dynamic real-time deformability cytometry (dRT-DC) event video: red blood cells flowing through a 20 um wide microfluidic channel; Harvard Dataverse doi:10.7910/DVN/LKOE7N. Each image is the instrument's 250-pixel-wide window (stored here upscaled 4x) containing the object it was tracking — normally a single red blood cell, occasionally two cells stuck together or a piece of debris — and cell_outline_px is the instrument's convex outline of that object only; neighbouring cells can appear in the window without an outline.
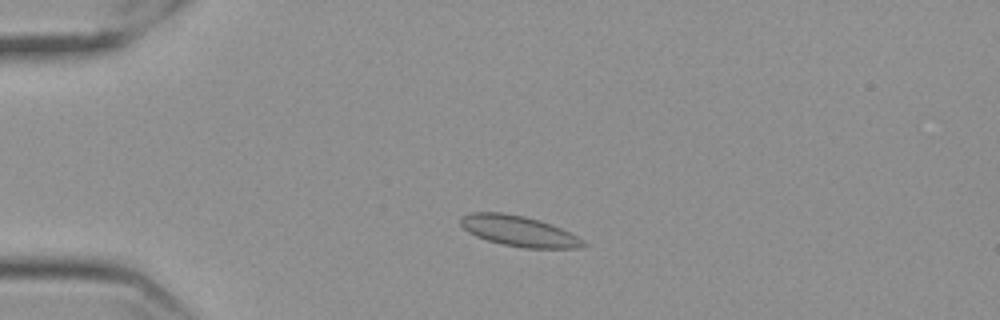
{"species": "Egyptian fruit bat (a non-hibernating species)", "species_latin": "Rousettus aegyptiacus", "temperature_condition": "cold", "stored_images_in_passage": 53, "camera_frame_rate_fps": 3000, "um_per_image_px": 0.085, "frame": {"image": 1, "passage_image": 9, "time_ms": 2.667, "image_size_px": [1000, 320], "cell_outline_px": [[588, 244], [580, 248], [524, 248], [500, 244], [476, 236], [468, 232], [460, 224], [460, 216], [472, 212], [504, 212], [524, 216], [540, 220], [552, 224], [584, 240]], "centroid_in_image_um": [44.09, 19.63], "position_along_channel_um": 40.9, "area_um2": 21.96}}
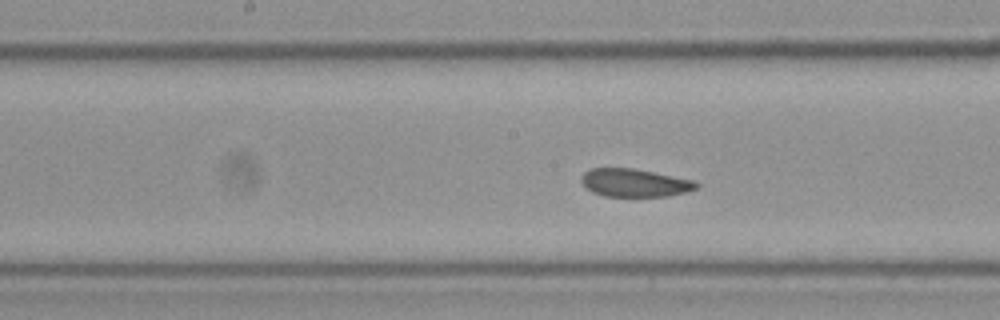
{"frame": {"image": 2, "passage_image": 25, "time_ms": 8.0, "image_size_px": [1000, 320], "cell_outline_px": [[700, 184], [696, 188], [684, 192], [668, 196], [604, 196], [592, 192], [580, 180], [584, 172], [592, 168], [632, 168], [696, 180]], "centroid_in_image_um": [53.96, 15.53], "position_along_channel_um": 194.2, "area_um2": 18.67}}
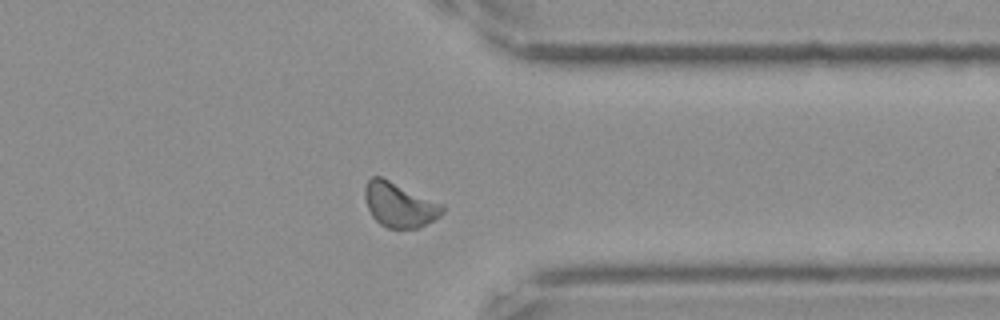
{"frame": {"image": 3, "passage_image": 41, "time_ms": 13.333, "image_size_px": [1000, 320], "cell_outline_px": [[444, 212], [440, 216], [420, 228], [388, 228], [380, 224], [372, 216], [368, 208], [364, 196], [364, 188], [368, 180], [372, 176], [380, 176], [444, 204]], "centroid_in_image_um": [33.96, 17.41], "position_along_channel_um": 377.4, "area_um2": 20.23}}